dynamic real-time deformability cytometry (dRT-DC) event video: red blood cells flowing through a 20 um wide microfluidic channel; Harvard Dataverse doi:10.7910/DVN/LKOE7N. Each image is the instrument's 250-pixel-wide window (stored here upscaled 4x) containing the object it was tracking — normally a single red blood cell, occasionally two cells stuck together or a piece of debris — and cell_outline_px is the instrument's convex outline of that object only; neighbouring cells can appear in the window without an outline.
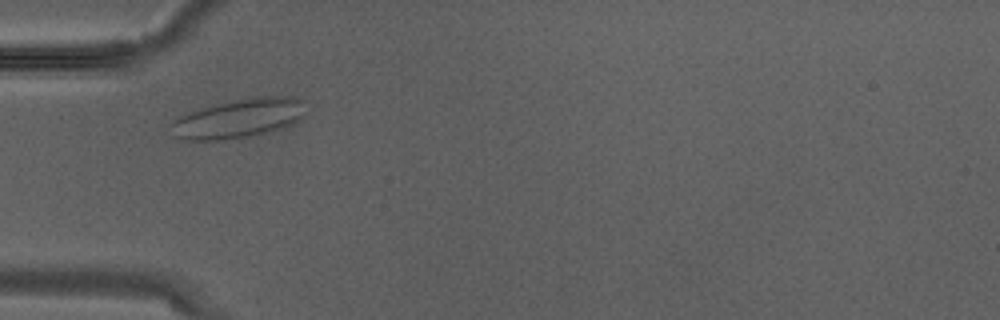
{"species": "Egyptian fruit bat (a non-hibernating species)", "species_latin": "Rousettus aegyptiacus", "temperature_condition": "warm", "stored_images_in_passage": 2, "camera_frame_rate_fps": 3000, "um_per_image_px": 0.085, "animal": {"sex": "male"}, "frame": {"image": 1, "passage_image": 2, "time_ms": 0.333, "image_size_px": [1000, 320], "cell_outline_px": [[304, 112], [292, 124], [280, 128], [248, 136], [216, 140], [188, 140], [172, 136], [172, 124], [180, 116], [188, 112], [216, 104], [232, 100], [256, 96], [292, 96], [304, 100]], "centroid_in_image_um": [20.29, 10.04], "position_along_channel_um": 64.7, "area_um2": 30.23}}